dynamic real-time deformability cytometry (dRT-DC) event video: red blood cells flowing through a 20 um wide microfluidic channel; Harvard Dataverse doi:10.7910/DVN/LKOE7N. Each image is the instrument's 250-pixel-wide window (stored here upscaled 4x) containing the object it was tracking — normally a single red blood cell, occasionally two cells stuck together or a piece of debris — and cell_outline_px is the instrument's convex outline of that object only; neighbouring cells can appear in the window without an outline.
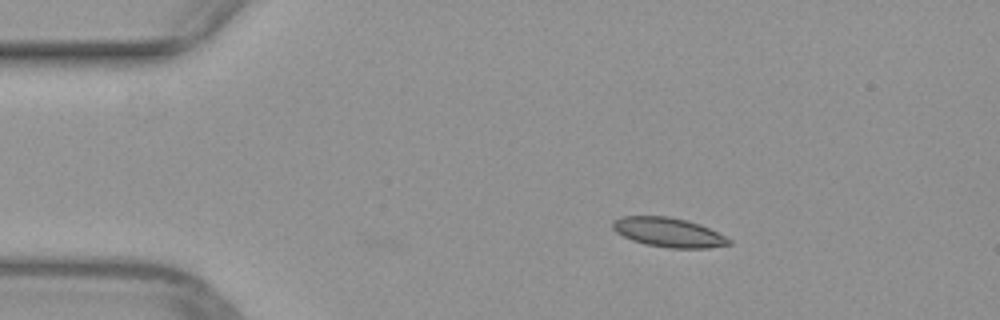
{"species": "common noctule bat (a hibernating species)", "species_latin": "Nyctalus noctula", "temperature_condition": "warm", "stored_images_in_passage": 40, "camera_frame_rate_fps": 3000, "um_per_image_px": 0.085, "animal": {"sex": "female", "body_mass_g": 29.2, "forearm_length_mm": 56.3}, "frame": {"image": 1, "passage_image": 1, "time_ms": 0.0, "image_size_px": [1000, 320], "cell_outline_px": [[732, 244], [708, 248], [668, 248], [644, 244], [632, 240], [616, 232], [612, 228], [612, 220], [620, 216], [668, 216], [688, 220], [700, 224], [732, 240]], "centroid_in_image_um": [56.8, 19.74], "position_along_channel_um": 28.2, "area_um2": 20.0}}
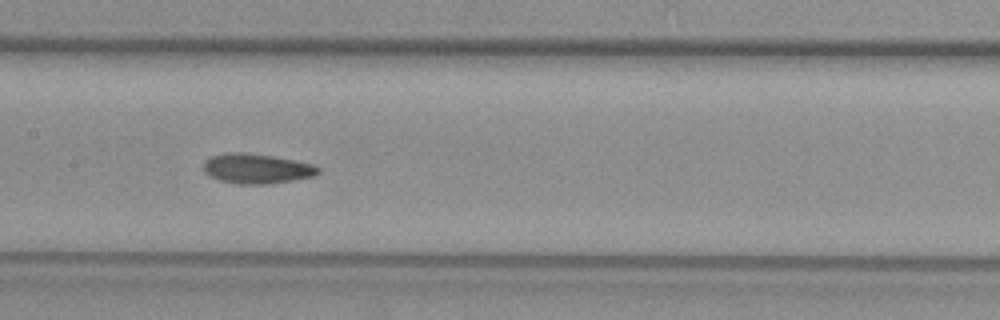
{"frame": {"image": 2, "passage_image": 17, "time_ms": 5.333, "image_size_px": [1000, 320], "cell_outline_px": [[320, 172], [316, 176], [268, 184], [236, 184], [220, 180], [208, 176], [204, 172], [204, 160], [212, 156], [224, 152], [244, 152], [272, 156], [312, 164], [320, 168]], "centroid_in_image_um": [21.79, 14.33], "position_along_channel_um": 185.6, "area_um2": 20.06}}
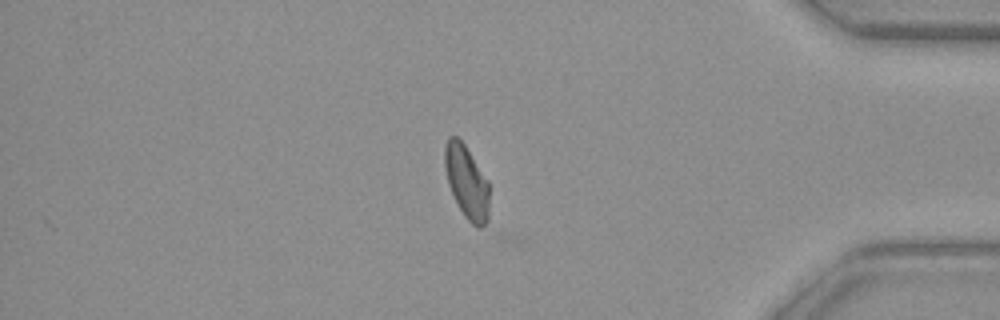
{"frame": {"image": 3, "passage_image": 35, "time_ms": 11.333, "image_size_px": [1000, 320], "cell_outline_px": [[488, 228], [476, 228], [464, 216], [456, 204], [448, 184], [444, 168], [444, 148], [448, 136], [456, 136], [464, 144], [488, 180]], "centroid_in_image_um": [39.66, 15.52], "position_along_channel_um": 395.5, "area_um2": 19.31}}